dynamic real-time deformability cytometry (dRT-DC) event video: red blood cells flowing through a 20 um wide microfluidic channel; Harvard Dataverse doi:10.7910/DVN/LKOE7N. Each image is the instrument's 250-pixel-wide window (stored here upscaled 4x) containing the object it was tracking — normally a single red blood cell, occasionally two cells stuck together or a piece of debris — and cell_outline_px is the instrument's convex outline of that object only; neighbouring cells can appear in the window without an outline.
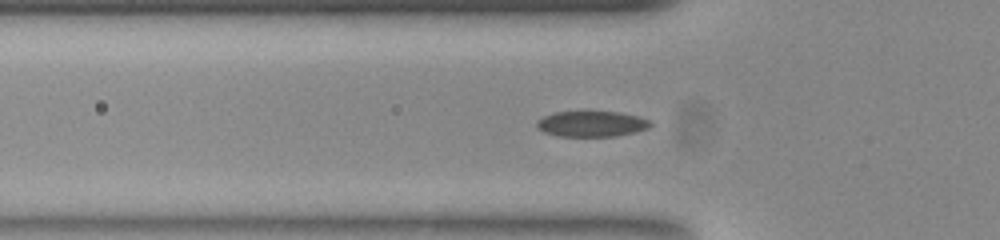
{"species": "common noctule bat (a hibernating species)", "species_latin": "Nyctalus noctula", "temperature_condition": "room temperature", "stored_images_in_passage": 34, "camera_frame_rate_fps": 3000, "um_per_image_px": 0.085, "animal": {"sex": "female", "body_mass_g": 23.0, "forearm_length_mm": 53.4}, "frame": {"image": 1, "passage_image": 8, "time_ms": 2.333, "image_size_px": [1000, 240], "cell_outline_px": [[652, 124], [648, 128], [616, 136], [560, 136], [544, 132], [536, 124], [544, 116], [556, 112], [616, 112], [636, 116], [648, 120]], "centroid_in_image_um": [50.29, 10.53], "position_along_channel_um": 75.5, "area_um2": 16.47}}
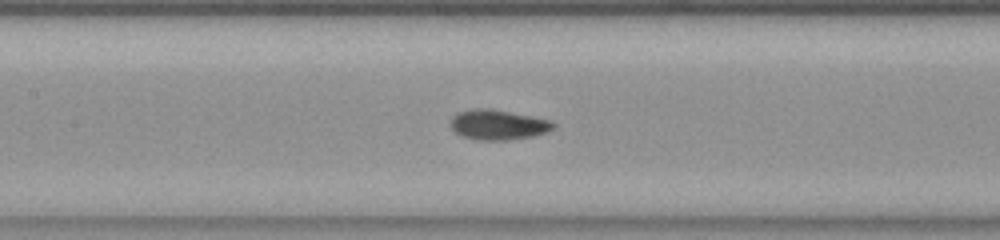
{"frame": {"image": 2, "passage_image": 15, "time_ms": 4.667, "image_size_px": [1000, 240], "cell_outline_px": [[556, 124], [552, 128], [544, 132], [532, 136], [504, 140], [480, 140], [464, 136], [456, 132], [452, 128], [452, 116], [460, 112], [472, 108], [488, 108], [552, 120]], "centroid_in_image_um": [42.34, 10.59], "position_along_channel_um": 165.1, "area_um2": 17.57}}
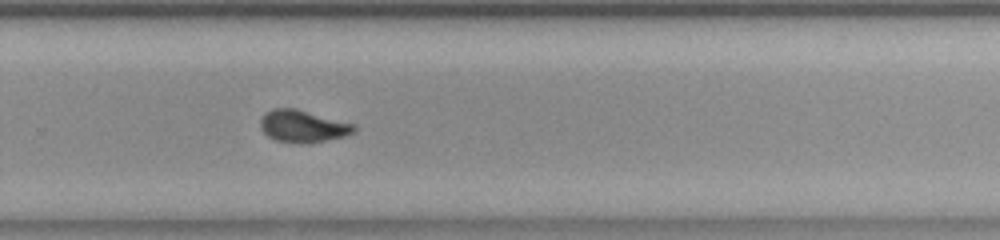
{"frame": {"image": 3, "passage_image": 26, "time_ms": 8.333, "image_size_px": [1000, 240], "cell_outline_px": [[356, 128], [352, 132], [344, 136], [324, 140], [280, 140], [268, 136], [260, 128], [260, 120], [272, 108], [296, 108], [352, 124]], "centroid_in_image_um": [25.7, 10.67], "position_along_channel_um": 304.1, "area_um2": 16.36}, "authors_computed_cell_mechanics": {"area_um2": 17.4267, "velocity_mm_per_s": 3.8017, "shape_relaxation_time_tau1_ms": 1.9758, "shape_relaxation_time_tau2_ms": null, "deformation_change_tau1": 0.1014, "deformation_change_tau2": null}}